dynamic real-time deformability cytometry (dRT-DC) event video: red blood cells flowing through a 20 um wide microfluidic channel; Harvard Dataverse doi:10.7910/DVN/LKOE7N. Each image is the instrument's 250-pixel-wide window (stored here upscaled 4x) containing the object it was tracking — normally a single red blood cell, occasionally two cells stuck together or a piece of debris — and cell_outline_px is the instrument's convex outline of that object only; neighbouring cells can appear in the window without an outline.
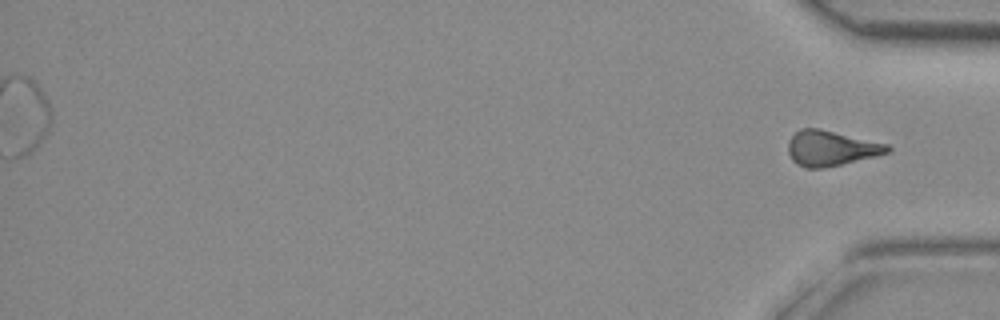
{"species": "common noctule bat (a hibernating species)", "species_latin": "Nyctalus noctula", "temperature_condition": "room temperature", "stored_images_in_passage": 28, "segment_of_instrument_passage": [2, 2], "camera_frame_rate_fps": 3000, "um_per_image_px": 0.085, "animal": {"sex": "female", "body_mass_g": 29.2, "forearm_length_mm": 56.3}, "frame": {"image": 1, "passage_image": 28, "time_ms": 9.0, "image_size_px": [1000, 320], "cell_outline_px": [[892, 148], [888, 152], [876, 156], [824, 168], [804, 168], [796, 164], [792, 160], [788, 152], [788, 140], [800, 128], [816, 128], [888, 144]], "centroid_in_image_um": [70.6, 12.61], "position_along_channel_um": 364.6, "area_um2": 20.23}}